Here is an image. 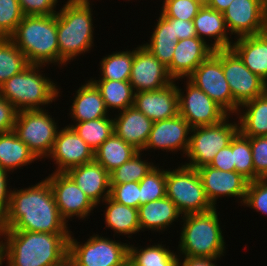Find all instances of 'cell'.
<instances>
[{
  "mask_svg": "<svg viewBox=\"0 0 267 266\" xmlns=\"http://www.w3.org/2000/svg\"><path fill=\"white\" fill-rule=\"evenodd\" d=\"M69 2H73V3H90L89 0H68Z\"/></svg>",
  "mask_w": 267,
  "mask_h": 266,
  "instance_id": "cell-55",
  "label": "cell"
},
{
  "mask_svg": "<svg viewBox=\"0 0 267 266\" xmlns=\"http://www.w3.org/2000/svg\"><path fill=\"white\" fill-rule=\"evenodd\" d=\"M134 60V50L115 52L102 58L101 80L129 81Z\"/></svg>",
  "mask_w": 267,
  "mask_h": 266,
  "instance_id": "cell-37",
  "label": "cell"
},
{
  "mask_svg": "<svg viewBox=\"0 0 267 266\" xmlns=\"http://www.w3.org/2000/svg\"><path fill=\"white\" fill-rule=\"evenodd\" d=\"M140 206L166 197V170L151 169L139 182Z\"/></svg>",
  "mask_w": 267,
  "mask_h": 266,
  "instance_id": "cell-39",
  "label": "cell"
},
{
  "mask_svg": "<svg viewBox=\"0 0 267 266\" xmlns=\"http://www.w3.org/2000/svg\"><path fill=\"white\" fill-rule=\"evenodd\" d=\"M220 105L230 116L237 113L239 104L233 99L225 79L221 60L212 53L187 78Z\"/></svg>",
  "mask_w": 267,
  "mask_h": 266,
  "instance_id": "cell-12",
  "label": "cell"
},
{
  "mask_svg": "<svg viewBox=\"0 0 267 266\" xmlns=\"http://www.w3.org/2000/svg\"><path fill=\"white\" fill-rule=\"evenodd\" d=\"M173 31L174 37H177L178 41L186 38L197 37L193 21L173 18Z\"/></svg>",
  "mask_w": 267,
  "mask_h": 266,
  "instance_id": "cell-50",
  "label": "cell"
},
{
  "mask_svg": "<svg viewBox=\"0 0 267 266\" xmlns=\"http://www.w3.org/2000/svg\"><path fill=\"white\" fill-rule=\"evenodd\" d=\"M56 124L44 109L22 110L17 112L13 131L35 157L41 159L47 158L52 151L59 130Z\"/></svg>",
  "mask_w": 267,
  "mask_h": 266,
  "instance_id": "cell-10",
  "label": "cell"
},
{
  "mask_svg": "<svg viewBox=\"0 0 267 266\" xmlns=\"http://www.w3.org/2000/svg\"><path fill=\"white\" fill-rule=\"evenodd\" d=\"M4 261L5 260L2 259V256H1V253H0V266H2V264H3Z\"/></svg>",
  "mask_w": 267,
  "mask_h": 266,
  "instance_id": "cell-56",
  "label": "cell"
},
{
  "mask_svg": "<svg viewBox=\"0 0 267 266\" xmlns=\"http://www.w3.org/2000/svg\"><path fill=\"white\" fill-rule=\"evenodd\" d=\"M106 206L105 223L116 234H135L140 232L138 209L117 203L110 197L103 201Z\"/></svg>",
  "mask_w": 267,
  "mask_h": 266,
  "instance_id": "cell-32",
  "label": "cell"
},
{
  "mask_svg": "<svg viewBox=\"0 0 267 266\" xmlns=\"http://www.w3.org/2000/svg\"><path fill=\"white\" fill-rule=\"evenodd\" d=\"M66 173L96 206L109 197V172L95 160L71 168Z\"/></svg>",
  "mask_w": 267,
  "mask_h": 266,
  "instance_id": "cell-22",
  "label": "cell"
},
{
  "mask_svg": "<svg viewBox=\"0 0 267 266\" xmlns=\"http://www.w3.org/2000/svg\"><path fill=\"white\" fill-rule=\"evenodd\" d=\"M74 97L70 107L74 123L109 117L100 90L91 80L81 85Z\"/></svg>",
  "mask_w": 267,
  "mask_h": 266,
  "instance_id": "cell-26",
  "label": "cell"
},
{
  "mask_svg": "<svg viewBox=\"0 0 267 266\" xmlns=\"http://www.w3.org/2000/svg\"><path fill=\"white\" fill-rule=\"evenodd\" d=\"M245 107V110H240ZM245 111V112H244ZM242 112V113H241ZM239 132L245 137L267 136V91L239 106ZM242 114V115H241Z\"/></svg>",
  "mask_w": 267,
  "mask_h": 266,
  "instance_id": "cell-28",
  "label": "cell"
},
{
  "mask_svg": "<svg viewBox=\"0 0 267 266\" xmlns=\"http://www.w3.org/2000/svg\"><path fill=\"white\" fill-rule=\"evenodd\" d=\"M243 204L267 215V179L249 181Z\"/></svg>",
  "mask_w": 267,
  "mask_h": 266,
  "instance_id": "cell-44",
  "label": "cell"
},
{
  "mask_svg": "<svg viewBox=\"0 0 267 266\" xmlns=\"http://www.w3.org/2000/svg\"><path fill=\"white\" fill-rule=\"evenodd\" d=\"M70 234L68 256L75 266H128V247L126 243L94 234L79 244Z\"/></svg>",
  "mask_w": 267,
  "mask_h": 266,
  "instance_id": "cell-9",
  "label": "cell"
},
{
  "mask_svg": "<svg viewBox=\"0 0 267 266\" xmlns=\"http://www.w3.org/2000/svg\"><path fill=\"white\" fill-rule=\"evenodd\" d=\"M199 37L186 38L177 42L171 64L167 67L174 79L188 78L206 60L214 49Z\"/></svg>",
  "mask_w": 267,
  "mask_h": 266,
  "instance_id": "cell-21",
  "label": "cell"
},
{
  "mask_svg": "<svg viewBox=\"0 0 267 266\" xmlns=\"http://www.w3.org/2000/svg\"><path fill=\"white\" fill-rule=\"evenodd\" d=\"M213 53L221 60L233 99L240 106L267 91V83L252 73L231 48L214 50Z\"/></svg>",
  "mask_w": 267,
  "mask_h": 266,
  "instance_id": "cell-11",
  "label": "cell"
},
{
  "mask_svg": "<svg viewBox=\"0 0 267 266\" xmlns=\"http://www.w3.org/2000/svg\"><path fill=\"white\" fill-rule=\"evenodd\" d=\"M0 235H1V222H0ZM1 238H2V237L0 236V240H2Z\"/></svg>",
  "mask_w": 267,
  "mask_h": 266,
  "instance_id": "cell-57",
  "label": "cell"
},
{
  "mask_svg": "<svg viewBox=\"0 0 267 266\" xmlns=\"http://www.w3.org/2000/svg\"><path fill=\"white\" fill-rule=\"evenodd\" d=\"M227 116L221 122L191 128L189 147L185 155L190 162L186 166L198 169L201 166L209 165L214 156L222 148L227 147L234 136L239 132L238 123H228Z\"/></svg>",
  "mask_w": 267,
  "mask_h": 266,
  "instance_id": "cell-8",
  "label": "cell"
},
{
  "mask_svg": "<svg viewBox=\"0 0 267 266\" xmlns=\"http://www.w3.org/2000/svg\"><path fill=\"white\" fill-rule=\"evenodd\" d=\"M193 1L199 3L201 6H208L210 0H193Z\"/></svg>",
  "mask_w": 267,
  "mask_h": 266,
  "instance_id": "cell-54",
  "label": "cell"
},
{
  "mask_svg": "<svg viewBox=\"0 0 267 266\" xmlns=\"http://www.w3.org/2000/svg\"><path fill=\"white\" fill-rule=\"evenodd\" d=\"M133 106L153 122L177 116L179 104L175 81L160 90L135 93Z\"/></svg>",
  "mask_w": 267,
  "mask_h": 266,
  "instance_id": "cell-20",
  "label": "cell"
},
{
  "mask_svg": "<svg viewBox=\"0 0 267 266\" xmlns=\"http://www.w3.org/2000/svg\"><path fill=\"white\" fill-rule=\"evenodd\" d=\"M232 152L235 163V172L242 174L249 181L255 180L250 137L238 132L232 139Z\"/></svg>",
  "mask_w": 267,
  "mask_h": 266,
  "instance_id": "cell-40",
  "label": "cell"
},
{
  "mask_svg": "<svg viewBox=\"0 0 267 266\" xmlns=\"http://www.w3.org/2000/svg\"><path fill=\"white\" fill-rule=\"evenodd\" d=\"M7 172L8 171L0 168V222L6 217L10 205L11 189L9 190L7 186Z\"/></svg>",
  "mask_w": 267,
  "mask_h": 266,
  "instance_id": "cell-49",
  "label": "cell"
},
{
  "mask_svg": "<svg viewBox=\"0 0 267 266\" xmlns=\"http://www.w3.org/2000/svg\"><path fill=\"white\" fill-rule=\"evenodd\" d=\"M109 197L117 203L138 209L141 199L139 182L110 184Z\"/></svg>",
  "mask_w": 267,
  "mask_h": 266,
  "instance_id": "cell-43",
  "label": "cell"
},
{
  "mask_svg": "<svg viewBox=\"0 0 267 266\" xmlns=\"http://www.w3.org/2000/svg\"><path fill=\"white\" fill-rule=\"evenodd\" d=\"M29 65L25 55L10 38L0 37V86Z\"/></svg>",
  "mask_w": 267,
  "mask_h": 266,
  "instance_id": "cell-35",
  "label": "cell"
},
{
  "mask_svg": "<svg viewBox=\"0 0 267 266\" xmlns=\"http://www.w3.org/2000/svg\"><path fill=\"white\" fill-rule=\"evenodd\" d=\"M255 180L267 179V136L250 137Z\"/></svg>",
  "mask_w": 267,
  "mask_h": 266,
  "instance_id": "cell-45",
  "label": "cell"
},
{
  "mask_svg": "<svg viewBox=\"0 0 267 266\" xmlns=\"http://www.w3.org/2000/svg\"><path fill=\"white\" fill-rule=\"evenodd\" d=\"M228 32L237 38L267 31V0H233L223 12Z\"/></svg>",
  "mask_w": 267,
  "mask_h": 266,
  "instance_id": "cell-14",
  "label": "cell"
},
{
  "mask_svg": "<svg viewBox=\"0 0 267 266\" xmlns=\"http://www.w3.org/2000/svg\"><path fill=\"white\" fill-rule=\"evenodd\" d=\"M139 151L130 160L109 173L110 184H122L128 182H140V180L156 165L142 160Z\"/></svg>",
  "mask_w": 267,
  "mask_h": 266,
  "instance_id": "cell-38",
  "label": "cell"
},
{
  "mask_svg": "<svg viewBox=\"0 0 267 266\" xmlns=\"http://www.w3.org/2000/svg\"><path fill=\"white\" fill-rule=\"evenodd\" d=\"M191 131L189 123L180 115L165 120L155 121L150 131L149 139L144 149L153 148L162 151H183L185 154L189 147ZM178 149V150H177Z\"/></svg>",
  "mask_w": 267,
  "mask_h": 266,
  "instance_id": "cell-19",
  "label": "cell"
},
{
  "mask_svg": "<svg viewBox=\"0 0 267 266\" xmlns=\"http://www.w3.org/2000/svg\"><path fill=\"white\" fill-rule=\"evenodd\" d=\"M60 216L47 179L29 188L11 190L10 205L1 230L71 233Z\"/></svg>",
  "mask_w": 267,
  "mask_h": 266,
  "instance_id": "cell-1",
  "label": "cell"
},
{
  "mask_svg": "<svg viewBox=\"0 0 267 266\" xmlns=\"http://www.w3.org/2000/svg\"><path fill=\"white\" fill-rule=\"evenodd\" d=\"M17 112L15 107L0 95V133L14 129Z\"/></svg>",
  "mask_w": 267,
  "mask_h": 266,
  "instance_id": "cell-47",
  "label": "cell"
},
{
  "mask_svg": "<svg viewBox=\"0 0 267 266\" xmlns=\"http://www.w3.org/2000/svg\"><path fill=\"white\" fill-rule=\"evenodd\" d=\"M187 82L186 94L177 86L178 104L179 114L191 128L217 124L229 115L189 79Z\"/></svg>",
  "mask_w": 267,
  "mask_h": 266,
  "instance_id": "cell-13",
  "label": "cell"
},
{
  "mask_svg": "<svg viewBox=\"0 0 267 266\" xmlns=\"http://www.w3.org/2000/svg\"><path fill=\"white\" fill-rule=\"evenodd\" d=\"M137 150L133 145L113 133L102 145L94 151V160L109 173L130 160Z\"/></svg>",
  "mask_w": 267,
  "mask_h": 266,
  "instance_id": "cell-31",
  "label": "cell"
},
{
  "mask_svg": "<svg viewBox=\"0 0 267 266\" xmlns=\"http://www.w3.org/2000/svg\"><path fill=\"white\" fill-rule=\"evenodd\" d=\"M201 7L193 0H164L161 13L167 18L193 21Z\"/></svg>",
  "mask_w": 267,
  "mask_h": 266,
  "instance_id": "cell-42",
  "label": "cell"
},
{
  "mask_svg": "<svg viewBox=\"0 0 267 266\" xmlns=\"http://www.w3.org/2000/svg\"><path fill=\"white\" fill-rule=\"evenodd\" d=\"M57 164L55 172H67L69 169L94 160L93 149L67 125L58 130L50 155Z\"/></svg>",
  "mask_w": 267,
  "mask_h": 266,
  "instance_id": "cell-18",
  "label": "cell"
},
{
  "mask_svg": "<svg viewBox=\"0 0 267 266\" xmlns=\"http://www.w3.org/2000/svg\"><path fill=\"white\" fill-rule=\"evenodd\" d=\"M75 132L95 151L114 133V120L102 117L70 125Z\"/></svg>",
  "mask_w": 267,
  "mask_h": 266,
  "instance_id": "cell-36",
  "label": "cell"
},
{
  "mask_svg": "<svg viewBox=\"0 0 267 266\" xmlns=\"http://www.w3.org/2000/svg\"><path fill=\"white\" fill-rule=\"evenodd\" d=\"M57 11V41L59 64L65 65L78 54L93 47V19L90 3L65 2Z\"/></svg>",
  "mask_w": 267,
  "mask_h": 266,
  "instance_id": "cell-4",
  "label": "cell"
},
{
  "mask_svg": "<svg viewBox=\"0 0 267 266\" xmlns=\"http://www.w3.org/2000/svg\"><path fill=\"white\" fill-rule=\"evenodd\" d=\"M183 216L177 206L167 196L139 206V226L140 230H165L169 225ZM168 226V227H167Z\"/></svg>",
  "mask_w": 267,
  "mask_h": 266,
  "instance_id": "cell-27",
  "label": "cell"
},
{
  "mask_svg": "<svg viewBox=\"0 0 267 266\" xmlns=\"http://www.w3.org/2000/svg\"><path fill=\"white\" fill-rule=\"evenodd\" d=\"M35 160V155L15 132L0 133V168L10 172Z\"/></svg>",
  "mask_w": 267,
  "mask_h": 266,
  "instance_id": "cell-29",
  "label": "cell"
},
{
  "mask_svg": "<svg viewBox=\"0 0 267 266\" xmlns=\"http://www.w3.org/2000/svg\"><path fill=\"white\" fill-rule=\"evenodd\" d=\"M209 166L223 171H235L232 140L227 147L219 150V152L214 156V159L210 162Z\"/></svg>",
  "mask_w": 267,
  "mask_h": 266,
  "instance_id": "cell-48",
  "label": "cell"
},
{
  "mask_svg": "<svg viewBox=\"0 0 267 266\" xmlns=\"http://www.w3.org/2000/svg\"><path fill=\"white\" fill-rule=\"evenodd\" d=\"M178 38L174 37L173 18L162 13L154 28L149 43L143 44L166 67L171 64Z\"/></svg>",
  "mask_w": 267,
  "mask_h": 266,
  "instance_id": "cell-30",
  "label": "cell"
},
{
  "mask_svg": "<svg viewBox=\"0 0 267 266\" xmlns=\"http://www.w3.org/2000/svg\"><path fill=\"white\" fill-rule=\"evenodd\" d=\"M0 236L6 239L0 253L7 266H53L68 256L70 233L1 230Z\"/></svg>",
  "mask_w": 267,
  "mask_h": 266,
  "instance_id": "cell-2",
  "label": "cell"
},
{
  "mask_svg": "<svg viewBox=\"0 0 267 266\" xmlns=\"http://www.w3.org/2000/svg\"><path fill=\"white\" fill-rule=\"evenodd\" d=\"M128 247V266H177L178 255L164 245H152L137 249Z\"/></svg>",
  "mask_w": 267,
  "mask_h": 266,
  "instance_id": "cell-34",
  "label": "cell"
},
{
  "mask_svg": "<svg viewBox=\"0 0 267 266\" xmlns=\"http://www.w3.org/2000/svg\"><path fill=\"white\" fill-rule=\"evenodd\" d=\"M114 120V133L126 143L142 151L149 139L153 121L134 106L120 111Z\"/></svg>",
  "mask_w": 267,
  "mask_h": 266,
  "instance_id": "cell-23",
  "label": "cell"
},
{
  "mask_svg": "<svg viewBox=\"0 0 267 266\" xmlns=\"http://www.w3.org/2000/svg\"><path fill=\"white\" fill-rule=\"evenodd\" d=\"M197 171L206 197L214 208L216 200L222 196L237 197L241 204L244 203L249 180L242 174L218 170L209 165L201 166Z\"/></svg>",
  "mask_w": 267,
  "mask_h": 266,
  "instance_id": "cell-17",
  "label": "cell"
},
{
  "mask_svg": "<svg viewBox=\"0 0 267 266\" xmlns=\"http://www.w3.org/2000/svg\"><path fill=\"white\" fill-rule=\"evenodd\" d=\"M9 38L22 51L29 64H59L57 14L25 15Z\"/></svg>",
  "mask_w": 267,
  "mask_h": 266,
  "instance_id": "cell-3",
  "label": "cell"
},
{
  "mask_svg": "<svg viewBox=\"0 0 267 266\" xmlns=\"http://www.w3.org/2000/svg\"><path fill=\"white\" fill-rule=\"evenodd\" d=\"M236 39L230 48L252 73L267 83V31Z\"/></svg>",
  "mask_w": 267,
  "mask_h": 266,
  "instance_id": "cell-24",
  "label": "cell"
},
{
  "mask_svg": "<svg viewBox=\"0 0 267 266\" xmlns=\"http://www.w3.org/2000/svg\"><path fill=\"white\" fill-rule=\"evenodd\" d=\"M233 0H210L208 6L215 11L223 13Z\"/></svg>",
  "mask_w": 267,
  "mask_h": 266,
  "instance_id": "cell-52",
  "label": "cell"
},
{
  "mask_svg": "<svg viewBox=\"0 0 267 266\" xmlns=\"http://www.w3.org/2000/svg\"><path fill=\"white\" fill-rule=\"evenodd\" d=\"M43 65L30 64L0 86V95L17 111L43 110L58 97L56 84L39 72ZM40 68V69H39Z\"/></svg>",
  "mask_w": 267,
  "mask_h": 266,
  "instance_id": "cell-6",
  "label": "cell"
},
{
  "mask_svg": "<svg viewBox=\"0 0 267 266\" xmlns=\"http://www.w3.org/2000/svg\"><path fill=\"white\" fill-rule=\"evenodd\" d=\"M129 82L137 93L160 90L173 83L174 79L167 67L142 45L134 50Z\"/></svg>",
  "mask_w": 267,
  "mask_h": 266,
  "instance_id": "cell-16",
  "label": "cell"
},
{
  "mask_svg": "<svg viewBox=\"0 0 267 266\" xmlns=\"http://www.w3.org/2000/svg\"><path fill=\"white\" fill-rule=\"evenodd\" d=\"M46 179L50 184L60 216L66 222L74 216L84 220L94 207L96 208L66 172H53Z\"/></svg>",
  "mask_w": 267,
  "mask_h": 266,
  "instance_id": "cell-15",
  "label": "cell"
},
{
  "mask_svg": "<svg viewBox=\"0 0 267 266\" xmlns=\"http://www.w3.org/2000/svg\"><path fill=\"white\" fill-rule=\"evenodd\" d=\"M193 23L197 37L204 41L207 36L215 40L213 44L211 43L214 50L230 48L233 44L228 37L230 32H227L223 13L209 6H202L194 17Z\"/></svg>",
  "mask_w": 267,
  "mask_h": 266,
  "instance_id": "cell-25",
  "label": "cell"
},
{
  "mask_svg": "<svg viewBox=\"0 0 267 266\" xmlns=\"http://www.w3.org/2000/svg\"><path fill=\"white\" fill-rule=\"evenodd\" d=\"M53 266H75V263L69 256H67L60 263Z\"/></svg>",
  "mask_w": 267,
  "mask_h": 266,
  "instance_id": "cell-53",
  "label": "cell"
},
{
  "mask_svg": "<svg viewBox=\"0 0 267 266\" xmlns=\"http://www.w3.org/2000/svg\"><path fill=\"white\" fill-rule=\"evenodd\" d=\"M24 15H54L58 0H18Z\"/></svg>",
  "mask_w": 267,
  "mask_h": 266,
  "instance_id": "cell-46",
  "label": "cell"
},
{
  "mask_svg": "<svg viewBox=\"0 0 267 266\" xmlns=\"http://www.w3.org/2000/svg\"><path fill=\"white\" fill-rule=\"evenodd\" d=\"M24 16L18 0H0V37L9 38Z\"/></svg>",
  "mask_w": 267,
  "mask_h": 266,
  "instance_id": "cell-41",
  "label": "cell"
},
{
  "mask_svg": "<svg viewBox=\"0 0 267 266\" xmlns=\"http://www.w3.org/2000/svg\"><path fill=\"white\" fill-rule=\"evenodd\" d=\"M180 260L178 258L177 266H216L213 261L217 258L184 256L183 262H179Z\"/></svg>",
  "mask_w": 267,
  "mask_h": 266,
  "instance_id": "cell-51",
  "label": "cell"
},
{
  "mask_svg": "<svg viewBox=\"0 0 267 266\" xmlns=\"http://www.w3.org/2000/svg\"><path fill=\"white\" fill-rule=\"evenodd\" d=\"M184 224L178 248L183 256L220 258L225 242L216 207L204 213L181 217Z\"/></svg>",
  "mask_w": 267,
  "mask_h": 266,
  "instance_id": "cell-5",
  "label": "cell"
},
{
  "mask_svg": "<svg viewBox=\"0 0 267 266\" xmlns=\"http://www.w3.org/2000/svg\"><path fill=\"white\" fill-rule=\"evenodd\" d=\"M90 80L100 90L107 110L115 108L122 111L133 106L135 92L129 81Z\"/></svg>",
  "mask_w": 267,
  "mask_h": 266,
  "instance_id": "cell-33",
  "label": "cell"
},
{
  "mask_svg": "<svg viewBox=\"0 0 267 266\" xmlns=\"http://www.w3.org/2000/svg\"><path fill=\"white\" fill-rule=\"evenodd\" d=\"M166 196L183 216L214 208L206 197L197 169L184 164L173 171L166 169Z\"/></svg>",
  "mask_w": 267,
  "mask_h": 266,
  "instance_id": "cell-7",
  "label": "cell"
}]
</instances>
